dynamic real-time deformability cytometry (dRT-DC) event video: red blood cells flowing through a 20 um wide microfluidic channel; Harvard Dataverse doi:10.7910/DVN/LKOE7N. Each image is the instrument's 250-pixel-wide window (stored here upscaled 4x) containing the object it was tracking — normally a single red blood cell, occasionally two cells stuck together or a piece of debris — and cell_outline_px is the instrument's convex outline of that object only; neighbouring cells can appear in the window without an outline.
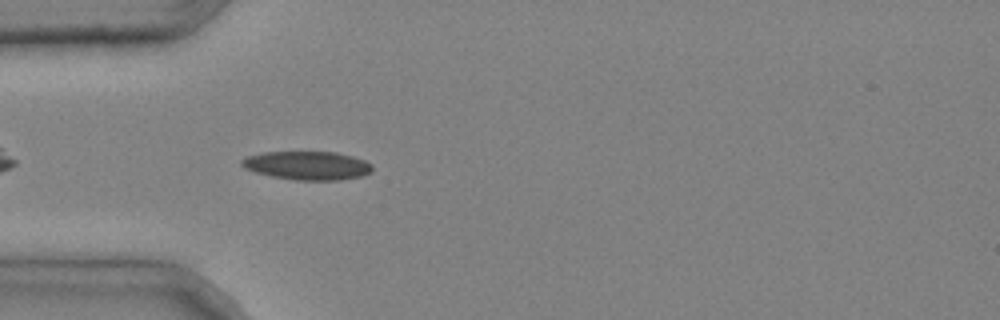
{"species": "common noctule bat (a hibernating species)", "species_latin": "Nyctalus noctula", "temperature_condition": "cold", "stored_images_in_passage": 1, "camera_frame_rate_fps": 3000, "um_per_image_px": 0.085, "animal": {"sex": "male", "body_mass_g": 20.4}, "frame": {"image": 1, "passage_image": 1, "time_ms": 0.0, "image_size_px": [1000, 320], "cell_outline_px": [[372, 172], [360, 176], [340, 180], [296, 180], [272, 176], [256, 172], [244, 168], [240, 164], [240, 160], [248, 156], [260, 152], [336, 152], [352, 156], [364, 160], [372, 164]], "centroid_in_image_um": [26.11, 14.06], "position_along_channel_um": 58.9, "area_um2": 21.73}}